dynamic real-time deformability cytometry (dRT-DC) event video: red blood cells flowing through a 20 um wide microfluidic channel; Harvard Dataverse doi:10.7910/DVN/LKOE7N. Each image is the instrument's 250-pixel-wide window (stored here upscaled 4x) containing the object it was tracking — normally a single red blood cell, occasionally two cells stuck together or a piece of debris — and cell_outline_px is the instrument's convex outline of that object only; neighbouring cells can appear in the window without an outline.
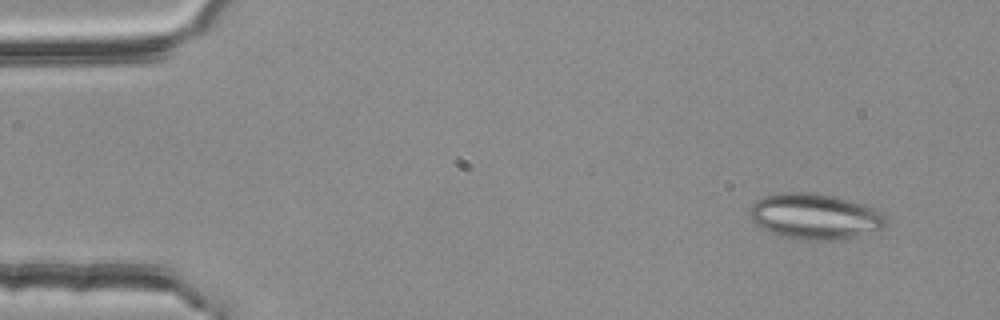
{"species": "common noctule bat (a hibernating species)", "species_latin": "Nyctalus noctula", "temperature_condition": "room temperature", "stored_images_in_passage": 11, "camera_frame_rate_fps": 3000, "um_per_image_px": 0.085, "animal": {"sex": "female", "body_mass_g": 25.1}, "frame": {"image": 1, "passage_image": 1, "time_ms": 0.0, "image_size_px": [1000, 320], "cell_outline_px": [[888, 224], [884, 228], [876, 232], [832, 240], [804, 240], [784, 236], [772, 232], [756, 224], [748, 216], [748, 208], [756, 200], [764, 196], [780, 192], [812, 192], [836, 196], [876, 208], [884, 212], [888, 220]], "centroid_in_image_um": [69.31, 18.38], "position_along_channel_um": 15.7, "area_um2": 36.7}}